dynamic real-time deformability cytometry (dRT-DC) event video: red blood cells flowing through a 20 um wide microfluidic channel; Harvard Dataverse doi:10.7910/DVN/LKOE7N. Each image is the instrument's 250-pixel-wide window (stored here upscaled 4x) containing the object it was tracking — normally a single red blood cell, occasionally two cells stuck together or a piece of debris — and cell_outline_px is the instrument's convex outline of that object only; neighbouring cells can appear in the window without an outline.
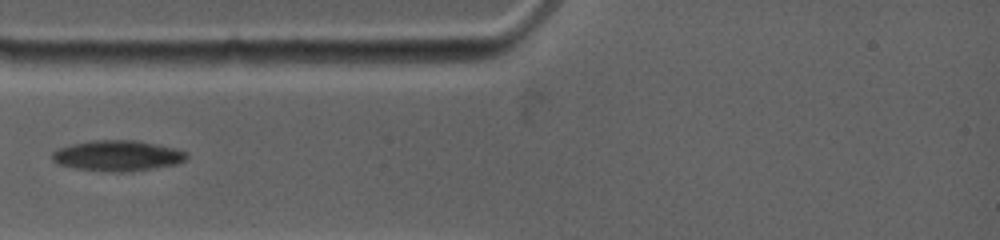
{"species": "common noctule bat (a hibernating species)", "species_latin": "Nyctalus noctula", "temperature_condition": "warm", "stored_images_in_passage": 4, "camera_frame_rate_fps": 4500, "um_per_image_px": 0.085, "animal": {"sex": "female", "body_mass_g": 19.0, "forearm_length_mm": 53.3}, "frame": {"image": 1, "passage_image": 2, "time_ms": 0.889, "image_size_px": [1000, 240], "cell_outline_px": [[188, 160], [180, 164], [124, 172], [108, 172], [76, 168], [60, 164], [52, 160], [52, 152], [60, 148], [72, 144], [92, 140], [140, 140], [176, 148], [188, 152]], "centroid_in_image_um": [10.07, 13.23], "position_along_channel_um": 74.9, "area_um2": 24.22}}
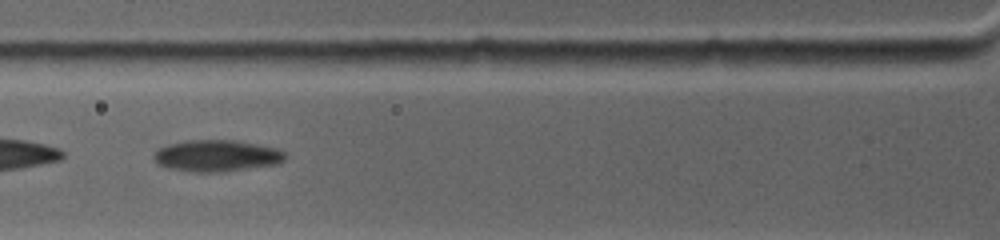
{"frame": {"image": 2, "passage_image": 3, "time_ms": 1.778, "image_size_px": [1000, 240], "cell_outline_px": [[288, 156], [280, 164], [224, 172], [196, 172], [168, 168], [160, 164], [152, 156], [156, 148], [168, 144], [184, 140], [236, 140], [276, 148], [284, 152]], "centroid_in_image_um": [18.43, 13.24], "position_along_channel_um": 107.4, "area_um2": 24.45}}